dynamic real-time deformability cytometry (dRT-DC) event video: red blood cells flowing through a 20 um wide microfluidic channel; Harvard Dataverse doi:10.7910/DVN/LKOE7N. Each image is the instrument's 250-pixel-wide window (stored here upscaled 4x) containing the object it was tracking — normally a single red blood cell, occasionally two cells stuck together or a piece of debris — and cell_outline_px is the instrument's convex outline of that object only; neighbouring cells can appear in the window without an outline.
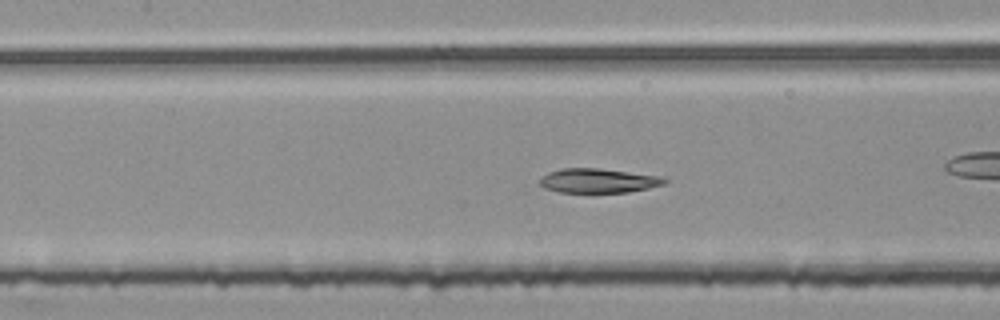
{"species": "common noctule bat (a hibernating species)", "species_latin": "Nyctalus noctula", "temperature_condition": "room temperature", "stored_images_in_passage": 54, "segment_of_instrument_passage": [2, 2], "camera_frame_rate_fps": 3000, "um_per_image_px": 0.085, "animal": {"sex": "female", "body_mass_g": 25.1}, "frame": {"image": 1, "passage_image": 25, "time_ms": 8.0, "image_size_px": [1000, 320], "cell_outline_px": [[668, 180], [664, 184], [648, 188], [628, 192], [556, 192], [544, 188], [540, 184], [540, 176], [548, 172], [560, 168], [600, 168], [660, 176]], "centroid_in_image_um": [50.8, 15.35], "position_along_channel_um": 156.6, "area_um2": 17.74}}
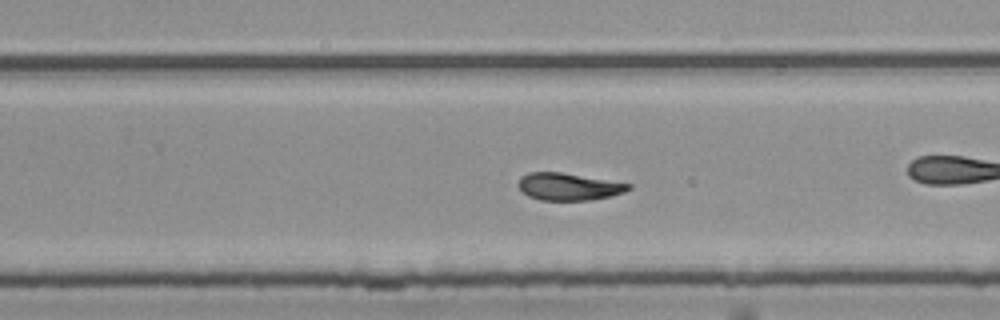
{"frame": {"image": 2, "passage_image": 35, "time_ms": 11.333, "image_size_px": [1000, 320], "cell_outline_px": [[632, 188], [624, 192], [612, 196], [592, 200], [540, 200], [528, 196], [516, 184], [520, 176], [528, 172], [560, 172], [632, 184]], "centroid_in_image_um": [48.32, 15.86], "position_along_channel_um": 281.5, "area_um2": 17.57}}
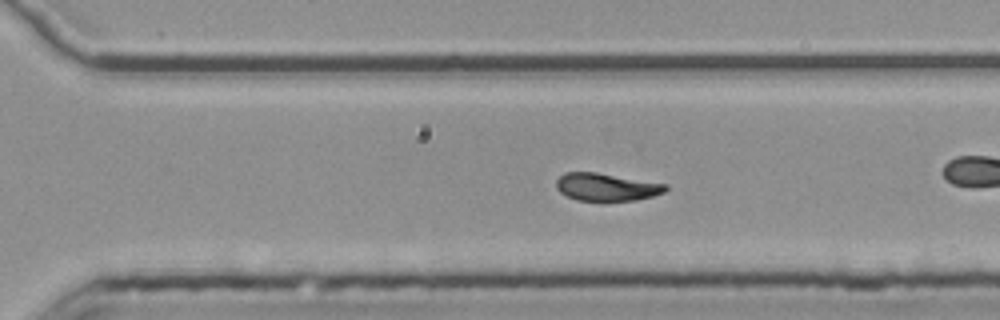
{"frame": {"image": 3, "passage_image": 38, "time_ms": 12.333, "image_size_px": [1000, 320], "cell_outline_px": [[668, 188], [664, 192], [652, 196], [636, 200], [576, 200], [560, 192], [556, 188], [556, 180], [564, 172], [596, 172], [668, 184]], "centroid_in_image_um": [51.54, 15.88], "position_along_channel_um": 319.1, "area_um2": 17.51}}